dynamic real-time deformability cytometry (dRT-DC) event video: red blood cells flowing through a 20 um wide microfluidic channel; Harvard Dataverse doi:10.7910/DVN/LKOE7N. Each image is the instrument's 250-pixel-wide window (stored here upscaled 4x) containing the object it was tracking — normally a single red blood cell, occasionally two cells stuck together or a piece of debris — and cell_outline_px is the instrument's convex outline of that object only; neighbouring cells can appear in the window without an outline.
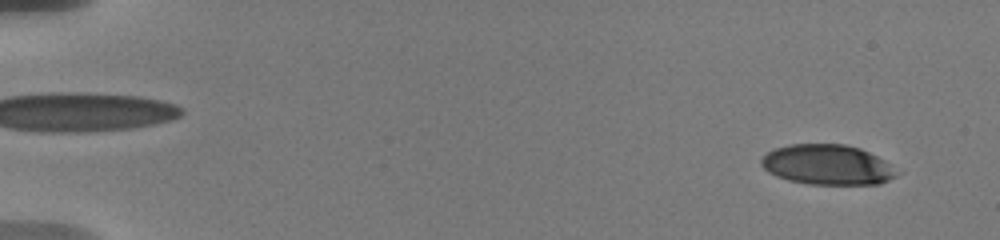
{"species": "human", "species_latin": "Homo sapiens", "temperature_condition": "warm", "stored_images_in_passage": 26, "camera_frame_rate_fps": 3000, "um_per_image_px": 0.085, "donor": {"sex": "male"}, "frame": {"image": 1, "passage_image": 3, "time_ms": 0.667, "image_size_px": [1000, 240], "cell_outline_px": [[904, 172], [880, 184], [808, 184], [788, 180], [776, 176], [768, 172], [760, 164], [760, 160], [768, 152], [776, 148], [788, 144], [844, 144], [860, 148], [884, 160]], "centroid_in_image_um": [70.37, 14.01], "position_along_channel_um": 14.6, "area_um2": 31.91}}
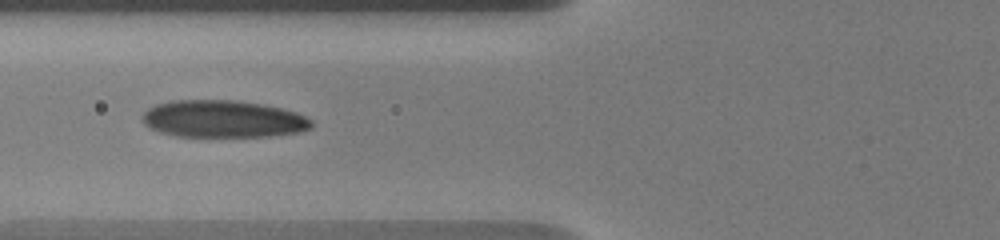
{"frame": {"image": 2, "passage_image": 16, "time_ms": 7.333, "image_size_px": [1000, 240], "cell_outline_px": [[312, 128], [300, 132], [268, 136], [176, 136], [160, 132], [148, 128], [140, 120], [140, 116], [148, 108], [156, 104], [172, 100], [236, 100], [264, 104], [296, 112], [312, 120]], "centroid_in_image_um": [18.92, 10.1], "position_along_channel_um": 106.9, "area_um2": 36.93}}
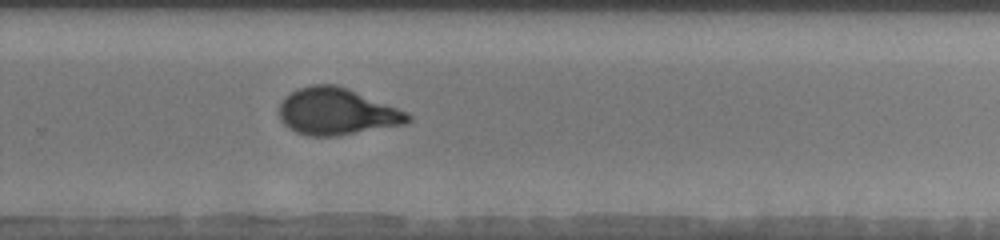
{"frame": {"image": 3, "passage_image": 26, "time_ms": 12.667, "image_size_px": [1000, 240], "cell_outline_px": [[412, 120], [408, 124], [336, 136], [308, 136], [296, 132], [288, 128], [280, 120], [280, 104], [284, 96], [296, 88], [312, 84], [336, 84], [348, 88], [408, 112], [412, 116]], "centroid_in_image_um": [28.63, 9.48], "position_along_channel_um": 301.2, "area_um2": 35.49}}